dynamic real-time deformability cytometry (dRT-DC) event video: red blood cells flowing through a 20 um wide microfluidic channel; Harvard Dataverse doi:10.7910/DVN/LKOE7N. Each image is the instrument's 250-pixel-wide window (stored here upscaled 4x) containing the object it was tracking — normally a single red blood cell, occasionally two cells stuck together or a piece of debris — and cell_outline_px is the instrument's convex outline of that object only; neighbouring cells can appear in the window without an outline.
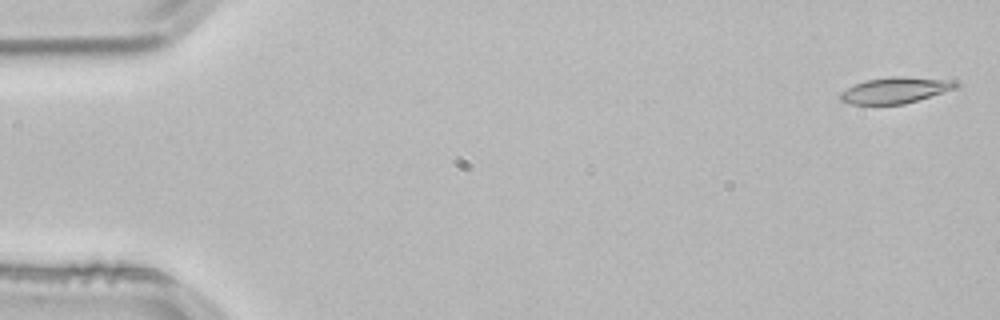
{"species": "common noctule bat (a hibernating species)", "species_latin": "Nyctalus noctula", "temperature_condition": "room temperature", "stored_images_in_passage": 52, "camera_frame_rate_fps": 3000, "um_per_image_px": 0.085, "animal": {"sex": "male", "body_mass_g": 21.5, "forearm_length_mm": 52.0}, "frame": {"image": 1, "passage_image": 1, "time_ms": 0.0, "image_size_px": [1000, 320], "cell_outline_px": [[960, 84], [956, 88], [904, 104], [852, 104], [840, 100], [840, 92], [864, 80], [892, 76], [900, 76], [956, 80]], "centroid_in_image_um": [76.12, 7.65], "position_along_channel_um": 8.9, "area_um2": 17.46}}
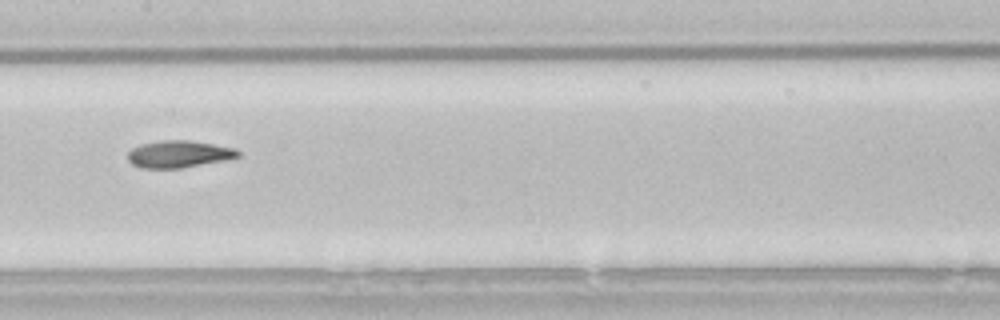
{"frame": {"image": 2, "passage_image": 26, "time_ms": 8.333, "image_size_px": [1000, 320], "cell_outline_px": [[240, 156], [224, 160], [180, 168], [140, 168], [132, 164], [128, 160], [128, 152], [132, 148], [140, 144], [160, 140], [188, 140], [212, 144], [232, 148], [240, 152]], "centroid_in_image_um": [15.14, 13.09], "position_along_channel_um": 192.3, "area_um2": 17.22}}
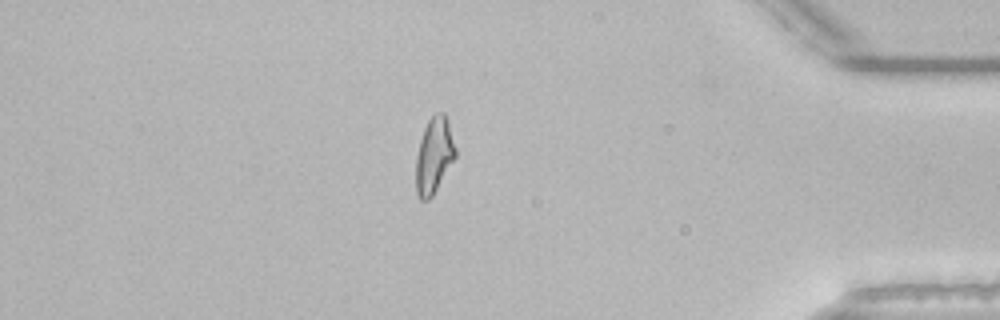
{"frame": {"image": 3, "passage_image": 45, "time_ms": 14.667, "image_size_px": [1000, 320], "cell_outline_px": [[456, 156], [432, 196], [428, 200], [420, 200], [416, 192], [416, 156], [420, 140], [424, 128], [428, 120], [436, 112], [444, 112], [448, 120], [456, 148]], "centroid_in_image_um": [36.89, 13.19], "position_along_channel_um": 398.3, "area_um2": 17.46}, "authors_computed_cell_mechanics": {"area_um2": 17.6579, "velocity_mm_per_s": 3.8356, "shape_relaxation_time_tau1_ms": null, "shape_relaxation_time_tau2_ms": 4.4652, "deformation_change_tau1": null, "deformation_change_tau2": 0.123}}